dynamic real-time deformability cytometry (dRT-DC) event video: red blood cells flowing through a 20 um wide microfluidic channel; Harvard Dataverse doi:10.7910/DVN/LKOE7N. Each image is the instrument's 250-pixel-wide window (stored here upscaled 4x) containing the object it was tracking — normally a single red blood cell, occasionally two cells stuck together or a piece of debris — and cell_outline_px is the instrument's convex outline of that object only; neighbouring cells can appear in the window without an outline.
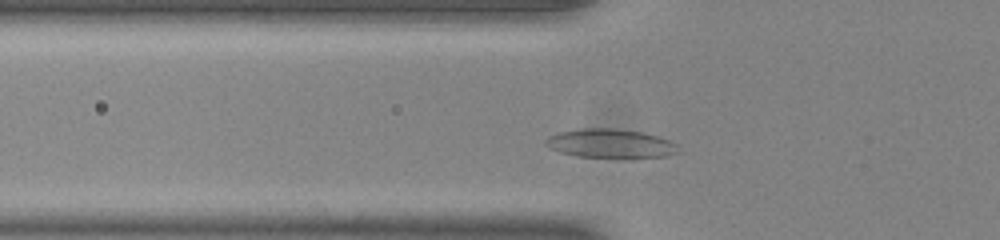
{"species": "common noctule bat (a hibernating species)", "species_latin": "Nyctalus noctula", "temperature_condition": "room temperature", "stored_images_in_passage": 43, "camera_frame_rate_fps": 3000, "um_per_image_px": 0.085, "animal": {"sex": "male", "body_mass_g": 20.0, "forearm_length_mm": 53.3}, "frame": {"image": 1, "passage_image": 7, "time_ms": 2.0, "image_size_px": [1000, 240], "cell_outline_px": [[680, 152], [668, 156], [576, 156], [560, 152], [544, 144], [544, 140], [548, 136], [560, 132], [584, 128], [616, 128], [640, 132], [656, 136], [668, 140], [676, 144]], "centroid_in_image_um": [51.86, 12.17], "position_along_channel_um": 73.9, "area_um2": 21.73}}
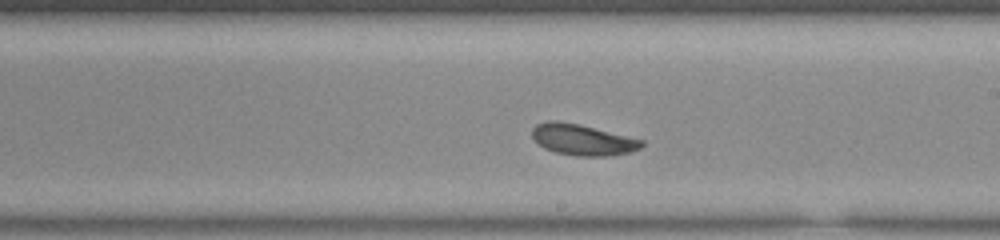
{"frame": {"image": 2, "passage_image": 20, "time_ms": 6.333, "image_size_px": [1000, 240], "cell_outline_px": [[644, 144], [640, 148], [632, 152], [608, 156], [576, 156], [556, 152], [544, 148], [532, 140], [532, 128], [536, 124], [548, 120], [556, 120], [580, 124], [644, 140]], "centroid_in_image_um": [49.5, 11.87], "position_along_channel_um": 239.5, "area_um2": 20.06}}
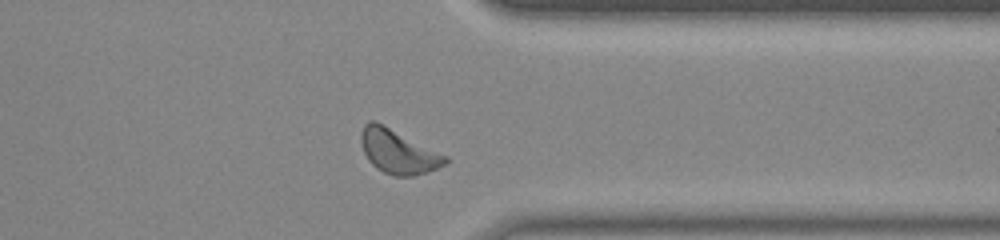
{"frame": {"image": 3, "passage_image": 31, "time_ms": 10.0, "image_size_px": [1000, 240], "cell_outline_px": [[448, 160], [444, 164], [428, 172], [412, 176], [392, 176], [376, 168], [368, 160], [364, 152], [360, 140], [360, 132], [364, 124], [368, 120], [376, 120], [448, 156]], "centroid_in_image_um": [33.81, 12.86], "position_along_channel_um": 377.6, "area_um2": 21.79}, "authors_computed_cell_mechanics": {"area_um2": 20.23, "velocity_mm_per_s": 3.8263, "shape_relaxation_time_tau1_ms": 4.7998, "shape_relaxation_time_tau2_ms": 3.6161, "deformation_change_tau1": 0.1071, "deformation_change_tau2": 0.0792}}